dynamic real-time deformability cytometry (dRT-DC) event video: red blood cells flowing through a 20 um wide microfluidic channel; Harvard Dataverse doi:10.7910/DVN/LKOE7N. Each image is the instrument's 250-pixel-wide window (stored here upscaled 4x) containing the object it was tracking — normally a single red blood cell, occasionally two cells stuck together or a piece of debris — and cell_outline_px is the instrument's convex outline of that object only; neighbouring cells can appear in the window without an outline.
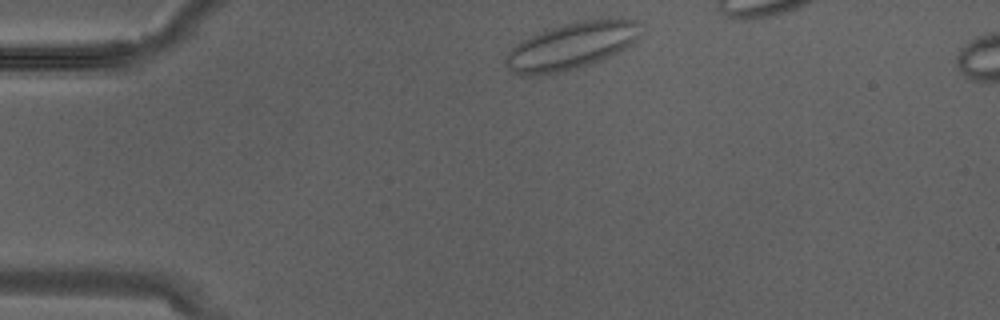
{"species": "Egyptian fruit bat (a non-hibernating species)", "species_latin": "Rousettus aegyptiacus", "temperature_condition": "warm", "stored_images_in_passage": 3, "camera_frame_rate_fps": 3000, "um_per_image_px": 0.085, "animal": {"sex": "male"}, "frame": {"image": 1, "passage_image": 1, "time_ms": 0.0, "image_size_px": [1000, 320], "cell_outline_px": [[636, 40], [632, 44], [608, 56], [580, 68], [540, 76], [528, 76], [512, 72], [504, 64], [504, 56], [520, 40], [540, 32], [564, 24], [580, 20], [608, 16], [632, 20], [636, 24]], "centroid_in_image_um": [48.49, 3.91], "position_along_channel_um": 36.5, "area_um2": 36.76}}